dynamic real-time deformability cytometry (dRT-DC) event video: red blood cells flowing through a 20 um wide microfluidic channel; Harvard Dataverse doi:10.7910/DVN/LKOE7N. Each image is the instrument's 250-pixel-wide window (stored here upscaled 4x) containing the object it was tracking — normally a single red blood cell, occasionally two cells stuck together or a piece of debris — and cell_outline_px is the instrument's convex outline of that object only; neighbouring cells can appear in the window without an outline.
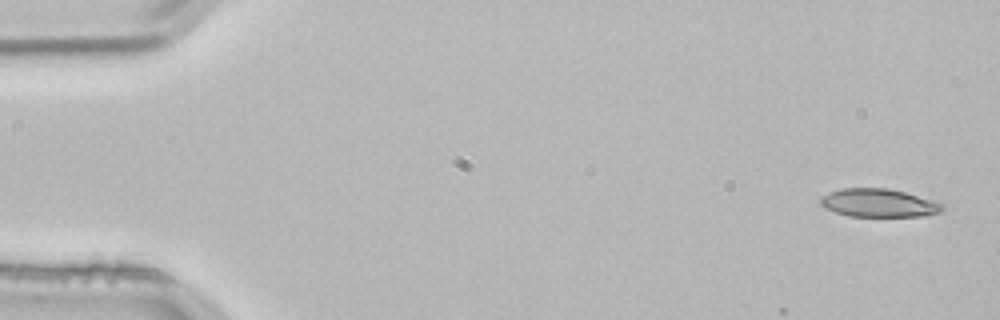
{"species": "common noctule bat (a hibernating species)", "species_latin": "Nyctalus noctula", "temperature_condition": "room temperature", "stored_images_in_passage": 4, "camera_frame_rate_fps": 3000, "um_per_image_px": 0.085, "animal": {"sex": "male", "body_mass_g": 21.5, "forearm_length_mm": 52.0}, "frame": {"image": 1, "passage_image": 1, "time_ms": 0.0, "image_size_px": [1000, 320], "cell_outline_px": [[944, 208], [940, 212], [928, 216], [848, 216], [824, 208], [820, 204], [820, 196], [828, 192], [840, 188], [888, 188], [904, 192], [944, 204]], "centroid_in_image_um": [74.65, 17.25], "position_along_channel_um": 10.3, "area_um2": 20.11}}